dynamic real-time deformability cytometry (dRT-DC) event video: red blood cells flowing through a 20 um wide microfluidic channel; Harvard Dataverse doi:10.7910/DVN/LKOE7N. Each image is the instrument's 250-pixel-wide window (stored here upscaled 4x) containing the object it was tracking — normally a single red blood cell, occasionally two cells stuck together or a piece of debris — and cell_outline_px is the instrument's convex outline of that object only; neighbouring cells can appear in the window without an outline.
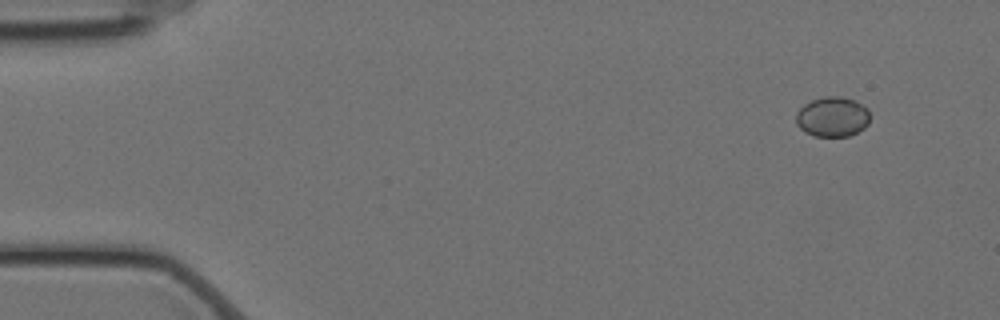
{"species": "Egyptian fruit bat (a non-hibernating species)", "species_latin": "Rousettus aegyptiacus", "temperature_condition": "cold", "stored_images_in_passage": 54, "camera_frame_rate_fps": 3000, "um_per_image_px": 0.085, "animal": {"sex": "female"}, "frame": {"image": 1, "passage_image": 1, "time_ms": 0.0, "image_size_px": [1000, 320], "cell_outline_px": [[868, 124], [864, 128], [848, 136], [816, 136], [804, 132], [796, 124], [796, 112], [804, 104], [812, 100], [824, 96], [840, 96], [856, 100], [868, 108]], "centroid_in_image_um": [70.74, 9.91], "position_along_channel_um": 14.3, "area_um2": 17.28}}
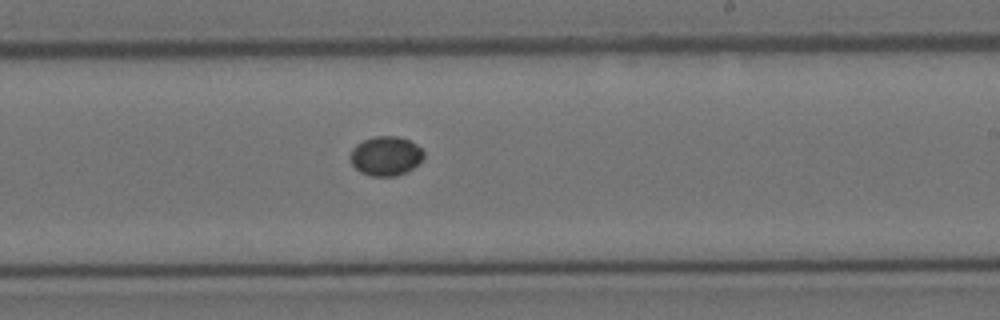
{"frame": {"image": 2, "passage_image": 31, "time_ms": 10.0, "image_size_px": [1000, 320], "cell_outline_px": [[424, 156], [408, 172], [396, 176], [372, 176], [360, 172], [352, 164], [348, 156], [352, 148], [356, 144], [364, 140], [376, 136], [396, 136], [408, 140], [416, 144], [424, 152]], "centroid_in_image_um": [32.76, 13.26], "position_along_channel_um": 256.2, "area_um2": 16.82}}
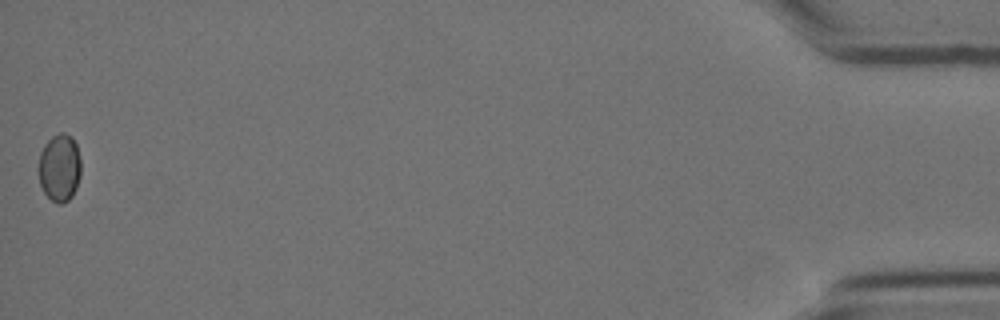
{"frame": {"image": 3, "passage_image": 54, "time_ms": 17.667, "image_size_px": [1000, 320], "cell_outline_px": [[80, 176], [76, 188], [72, 196], [68, 200], [60, 204], [56, 204], [44, 192], [40, 184], [40, 152], [44, 144], [52, 136], [60, 132], [64, 132], [72, 136], [76, 144], [80, 160]], "centroid_in_image_um": [5.08, 14.24], "position_along_channel_um": 430.1, "area_um2": 16.59}}